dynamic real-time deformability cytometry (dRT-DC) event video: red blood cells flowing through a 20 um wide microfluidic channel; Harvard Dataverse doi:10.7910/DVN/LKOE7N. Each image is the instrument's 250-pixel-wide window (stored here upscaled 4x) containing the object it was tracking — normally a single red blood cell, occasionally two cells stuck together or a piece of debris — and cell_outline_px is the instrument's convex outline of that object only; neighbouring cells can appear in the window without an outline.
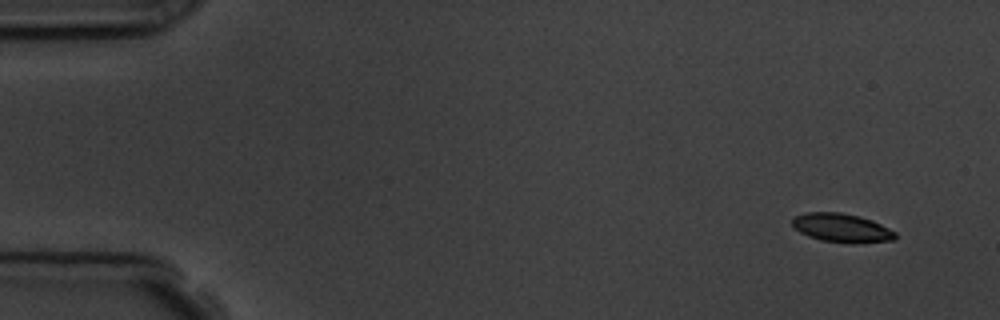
{"species": "common noctule bat (a hibernating species)", "species_latin": "Nyctalus noctula", "temperature_condition": "room temperature", "stored_images_in_passage": 9, "camera_frame_rate_fps": 3000, "um_per_image_px": 0.085, "animal": {"sex": "male", "body_mass_g": 19.5, "forearm_length_mm": 54.6}, "frame": {"image": 1, "passage_image": 1, "time_ms": 0.0, "image_size_px": [1000, 320], "cell_outline_px": [[896, 240], [820, 240], [808, 236], [800, 232], [792, 224], [792, 216], [808, 212], [840, 212], [872, 220], [896, 232]], "centroid_in_image_um": [71.46, 19.3], "position_along_channel_um": 13.5, "area_um2": 16.24}}